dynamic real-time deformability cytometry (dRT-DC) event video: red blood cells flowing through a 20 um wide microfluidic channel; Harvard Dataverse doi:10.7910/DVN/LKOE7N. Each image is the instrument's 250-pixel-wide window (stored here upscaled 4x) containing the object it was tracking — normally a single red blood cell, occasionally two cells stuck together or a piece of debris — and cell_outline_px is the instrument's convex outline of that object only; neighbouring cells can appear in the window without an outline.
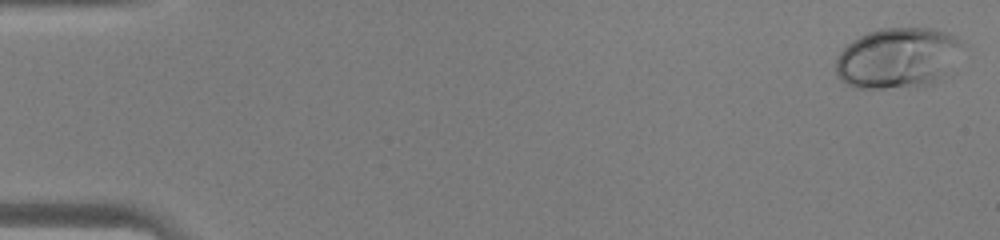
{"species": "human", "species_latin": "Homo sapiens", "temperature_condition": "warm", "stored_images_in_passage": 45, "camera_frame_rate_fps": 3000, "um_per_image_px": 0.085, "donor": {"sex": "male"}, "frame": {"image": 1, "passage_image": 1, "time_ms": 0.0, "image_size_px": [1000, 240], "cell_outline_px": [[960, 40], [932, 84], [912, 88], [856, 88], [840, 80], [836, 76], [836, 56], [852, 40], [868, 32], [880, 28], [932, 28], [944, 32]], "centroid_in_image_um": [76.07, 4.93], "position_along_channel_um": 8.9, "area_um2": 42.95}}
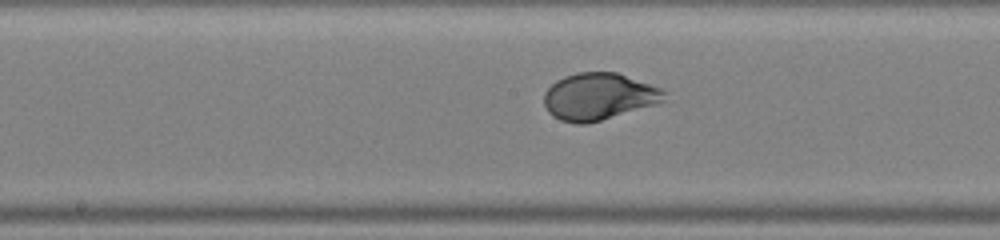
{"frame": {"image": 2, "passage_image": 24, "time_ms": 7.667, "image_size_px": [1000, 240], "cell_outline_px": [[664, 100], [656, 104], [600, 120], [584, 124], [576, 124], [560, 120], [552, 116], [548, 112], [544, 104], [544, 92], [556, 80], [564, 76], [576, 72], [616, 72], [660, 88], [664, 92]], "centroid_in_image_um": [50.83, 8.2], "position_along_channel_um": 197.4, "area_um2": 32.6}}
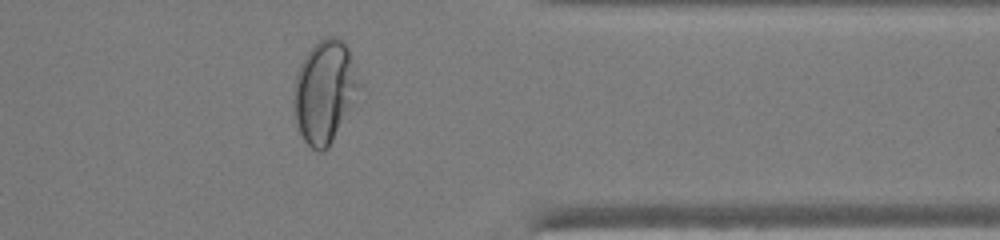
{"frame": {"image": 3, "passage_image": 37, "time_ms": 12.0, "image_size_px": [1000, 240], "cell_outline_px": [[356, 88], [332, 140], [328, 148], [324, 152], [316, 152], [304, 140], [300, 132], [296, 120], [292, 100], [296, 76], [300, 64], [308, 52], [324, 36], [336, 36], [344, 40], [348, 48], [356, 84]], "centroid_in_image_um": [27.48, 7.77], "position_along_channel_um": 383.9, "area_um2": 37.05}}